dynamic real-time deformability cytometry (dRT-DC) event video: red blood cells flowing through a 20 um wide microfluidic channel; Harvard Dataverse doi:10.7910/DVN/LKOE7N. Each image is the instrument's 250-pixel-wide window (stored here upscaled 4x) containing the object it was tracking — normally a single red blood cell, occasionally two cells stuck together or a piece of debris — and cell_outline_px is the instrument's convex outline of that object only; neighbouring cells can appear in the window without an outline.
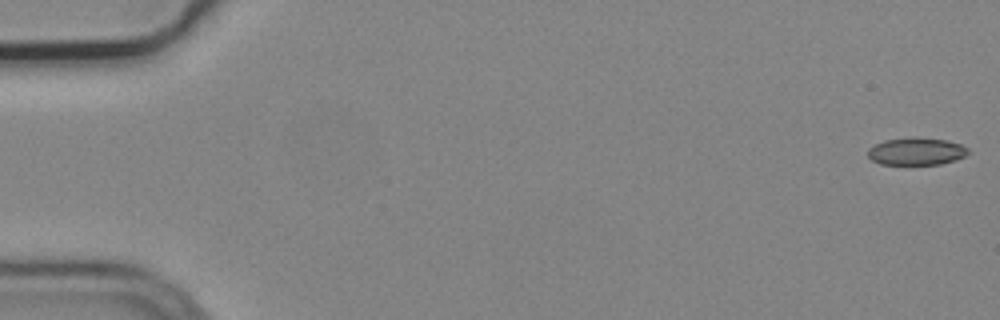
{"species": "common noctule bat (a hibernating species)", "species_latin": "Nyctalus noctula", "temperature_condition": "cold", "stored_images_in_passage": 5, "camera_frame_rate_fps": 3000, "um_per_image_px": 0.085, "animal": {"sex": "male", "body_mass_g": 19.2, "forearm_length_mm": 51.8}, "frame": {"image": 1, "passage_image": 1, "time_ms": 0.0, "image_size_px": [1000, 320], "cell_outline_px": [[972, 152], [956, 160], [940, 164], [880, 164], [872, 160], [868, 156], [868, 148], [884, 140], [948, 140], [960, 144], [968, 148]], "centroid_in_image_um": [77.92, 12.91], "position_along_channel_um": 7.1, "area_um2": 15.32}}